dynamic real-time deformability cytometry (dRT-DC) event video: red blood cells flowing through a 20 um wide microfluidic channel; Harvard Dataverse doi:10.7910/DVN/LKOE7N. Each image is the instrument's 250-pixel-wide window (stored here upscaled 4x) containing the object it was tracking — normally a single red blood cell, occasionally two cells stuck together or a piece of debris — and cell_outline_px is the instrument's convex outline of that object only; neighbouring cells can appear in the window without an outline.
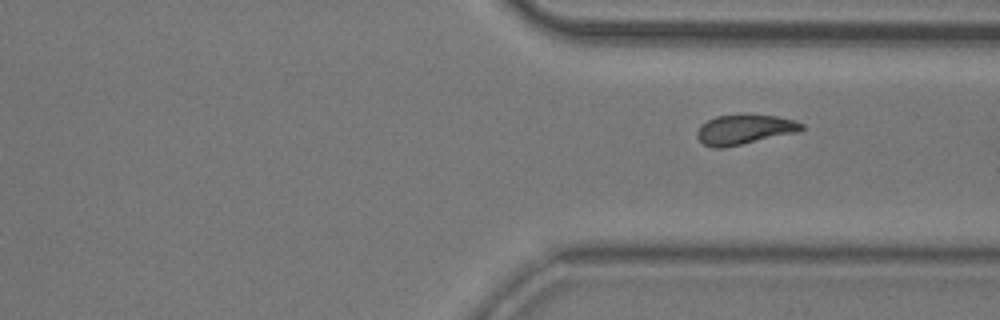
{"species": "common noctule bat (a hibernating species)", "species_latin": "Nyctalus noctula", "temperature_condition": "room temperature", "stored_images_in_passage": 10, "segment_of_instrument_passage": [2, 2], "camera_frame_rate_fps": 3000, "um_per_image_px": 0.085, "animal": {"sex": "male", "body_mass_g": 20.5, "forearm_length_mm": 52.5}, "frame": {"image": 1, "passage_image": 10, "time_ms": 11.333, "image_size_px": [1000, 320], "cell_outline_px": [[804, 128], [800, 132], [724, 148], [712, 148], [704, 144], [696, 136], [696, 132], [700, 124], [716, 116], [776, 116], [792, 120], [804, 124]], "centroid_in_image_um": [63.27, 11.04], "position_along_channel_um": 348.1, "area_um2": 17.92}}